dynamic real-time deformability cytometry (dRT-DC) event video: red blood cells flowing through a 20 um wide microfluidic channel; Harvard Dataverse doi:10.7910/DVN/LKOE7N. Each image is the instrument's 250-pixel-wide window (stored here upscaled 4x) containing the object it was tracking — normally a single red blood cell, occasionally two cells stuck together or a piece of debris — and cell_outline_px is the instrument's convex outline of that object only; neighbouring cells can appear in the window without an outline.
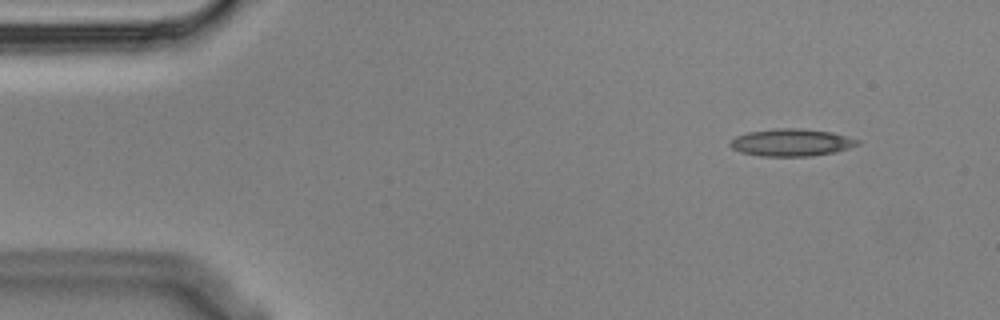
{"species": "Egyptian fruit bat (a non-hibernating species)", "species_latin": "Rousettus aegyptiacus", "temperature_condition": "cold", "stored_images_in_passage": 4, "segment_of_instrument_passage": [1, 2], "camera_frame_rate_fps": 3000, "um_per_image_px": 0.085, "animal": {"sex": "male"}, "frame": {"image": 1, "passage_image": 1, "time_ms": 0.0, "image_size_px": [1000, 320], "cell_outline_px": [[860, 144], [836, 152], [812, 156], [760, 156], [740, 152], [732, 148], [728, 144], [736, 136], [748, 132], [776, 128], [800, 128], [832, 132], [860, 140]], "centroid_in_image_um": [67.27, 12.11], "position_along_channel_um": 17.7, "area_um2": 20.35}}